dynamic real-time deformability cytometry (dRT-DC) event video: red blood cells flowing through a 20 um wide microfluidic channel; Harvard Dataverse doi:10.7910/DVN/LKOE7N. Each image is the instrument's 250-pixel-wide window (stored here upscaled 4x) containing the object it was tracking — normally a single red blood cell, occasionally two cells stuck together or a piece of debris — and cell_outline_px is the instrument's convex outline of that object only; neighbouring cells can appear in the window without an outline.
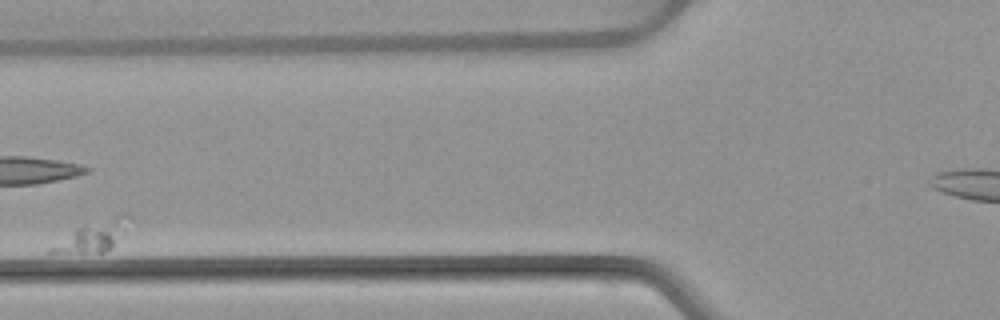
{"species": "common noctule bat (a hibernating species)", "species_latin": "Nyctalus noctula", "temperature_condition": "warm", "stored_images_in_passage": 10, "segment_of_instrument_passage": [1, 2], "camera_frame_rate_fps": 3000, "um_per_image_px": 0.085, "animal": {"sex": "female", "body_mass_g": 22.7, "forearm_length_mm": 54.2}, "frame": {"image": 1, "passage_image": 6, "time_ms": 6.0, "image_size_px": [1000, 320], "cell_outline_px": [[128, 216], [124, 232], [112, 248], [104, 252], [44, 252], [48, 248], [76, 228], [120, 212], [128, 212]], "centroid_in_image_um": [7.93, 20.05], "position_along_channel_um": 117.9, "area_um2": 13.41}}
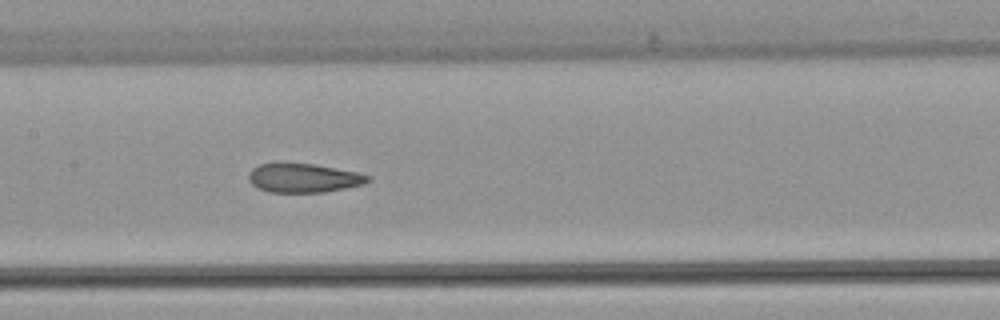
{"frame": {"image": 2, "passage_image": 9, "time_ms": 10.333, "image_size_px": [1000, 320], "cell_outline_px": [[372, 180], [364, 184], [324, 192], [268, 192], [252, 184], [248, 180], [248, 172], [252, 168], [260, 164], [316, 164], [356, 172], [372, 176]], "centroid_in_image_um": [25.83, 15.13], "position_along_channel_um": 181.6, "area_um2": 20.0}}